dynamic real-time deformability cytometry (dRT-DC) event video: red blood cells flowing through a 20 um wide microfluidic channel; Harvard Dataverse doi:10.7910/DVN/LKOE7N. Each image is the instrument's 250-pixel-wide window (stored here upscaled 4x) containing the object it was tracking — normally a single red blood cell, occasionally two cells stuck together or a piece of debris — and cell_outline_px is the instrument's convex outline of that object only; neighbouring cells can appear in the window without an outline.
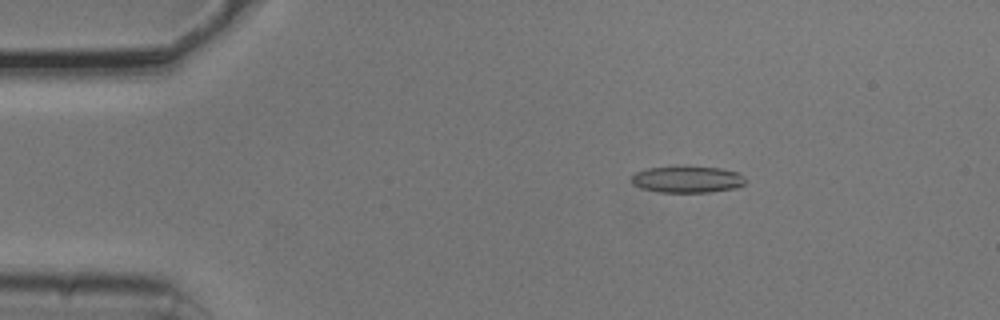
{"species": "common noctule bat (a hibernating species)", "species_latin": "Nyctalus noctula", "temperature_condition": "cold", "stored_images_in_passage": 46, "camera_frame_rate_fps": 3000, "um_per_image_px": 0.085, "animal": {"sex": "male", "body_mass_g": 20.5, "forearm_length_mm": 52.5}, "frame": {"image": 1, "passage_image": 9, "time_ms": 2.667, "image_size_px": [1000, 320], "cell_outline_px": [[744, 184], [736, 188], [708, 192], [660, 192], [640, 188], [632, 184], [632, 176], [636, 172], [648, 168], [720, 168], [740, 172], [744, 176]], "centroid_in_image_um": [58.44, 15.27], "position_along_channel_um": 26.6, "area_um2": 17.22}}
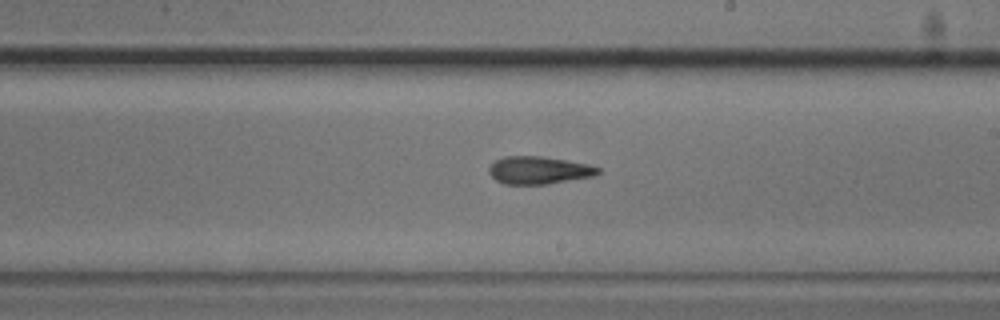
{"frame": {"image": 2, "passage_image": 31, "time_ms": 10.0, "image_size_px": [1000, 320], "cell_outline_px": [[600, 172], [596, 176], [548, 184], [504, 184], [496, 180], [488, 172], [488, 168], [496, 160], [504, 156], [540, 156], [588, 164], [600, 168]], "centroid_in_image_um": [45.81, 14.47], "position_along_channel_um": 243.2, "area_um2": 17.57}}
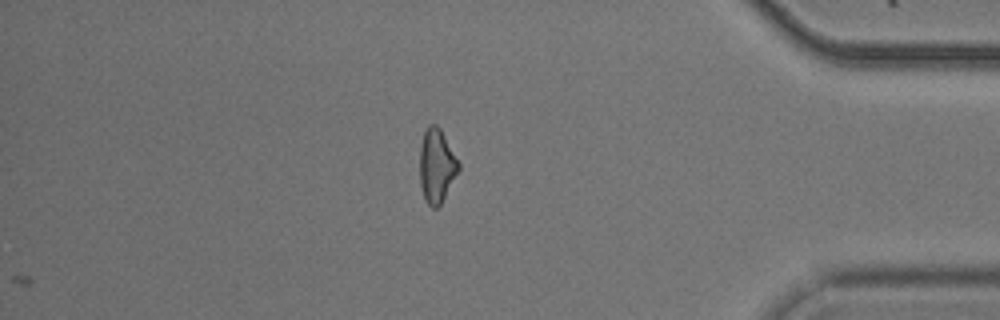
{"frame": {"image": 3, "passage_image": 46, "time_ms": 15.0, "image_size_px": [1000, 320], "cell_outline_px": [[460, 168], [440, 204], [436, 208], [432, 208], [424, 200], [420, 184], [420, 144], [424, 132], [428, 124], [436, 124], [440, 128], [460, 164]], "centroid_in_image_um": [37.09, 14.08], "position_along_channel_um": 398.1, "area_um2": 16.59}, "authors_computed_cell_mechanics": {"area_um2": 17.6001, "velocity_mm_per_s": 3.768, "shape_relaxation_time_tau1_ms": null, "shape_relaxation_time_tau2_ms": 4.2585, "deformation_change_tau1": null, "deformation_change_tau2": 0.1381}}